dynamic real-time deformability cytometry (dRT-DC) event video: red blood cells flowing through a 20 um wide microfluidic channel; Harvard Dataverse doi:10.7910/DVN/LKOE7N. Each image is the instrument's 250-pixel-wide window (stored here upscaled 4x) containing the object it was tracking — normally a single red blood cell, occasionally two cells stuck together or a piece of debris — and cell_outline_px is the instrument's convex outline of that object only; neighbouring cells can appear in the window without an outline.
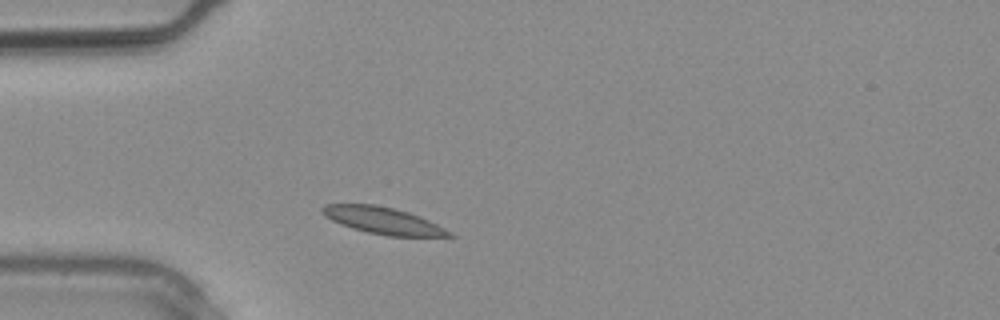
{"species": "common noctule bat (a hibernating species)", "species_latin": "Nyctalus noctula", "temperature_condition": "warm", "stored_images_in_passage": 1, "camera_frame_rate_fps": 3000, "um_per_image_px": 0.085, "animal": {"sex": "male", "body_mass_g": 20.4}, "frame": {"image": 1, "passage_image": 1, "time_ms": 0.0, "image_size_px": [1000, 320], "cell_outline_px": [[456, 236], [388, 236], [368, 232], [352, 228], [340, 224], [324, 216], [320, 208], [324, 204], [376, 204], [408, 212], [420, 216], [452, 232]], "centroid_in_image_um": [32.53, 18.74], "position_along_channel_um": 52.5, "area_um2": 19.71}}